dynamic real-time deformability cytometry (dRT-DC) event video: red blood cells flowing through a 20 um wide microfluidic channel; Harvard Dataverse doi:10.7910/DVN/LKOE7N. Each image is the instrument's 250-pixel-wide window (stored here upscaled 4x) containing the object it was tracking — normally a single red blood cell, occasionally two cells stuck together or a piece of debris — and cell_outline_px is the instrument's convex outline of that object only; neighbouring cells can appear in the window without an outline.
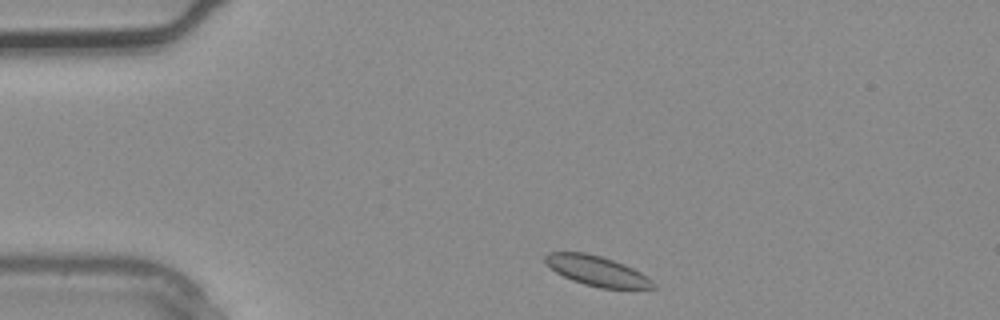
{"species": "common noctule bat (a hibernating species)", "species_latin": "Nyctalus noctula", "temperature_condition": "warm", "stored_images_in_passage": 1, "camera_frame_rate_fps": 3000, "um_per_image_px": 0.085, "animal": {"sex": "male", "body_mass_g": 20.4}, "frame": {"image": 1, "passage_image": 1, "time_ms": 0.0, "image_size_px": [1000, 320], "cell_outline_px": [[656, 288], [600, 288], [584, 284], [572, 280], [556, 272], [544, 260], [544, 256], [548, 252], [584, 252], [600, 256], [624, 264], [640, 272], [652, 280], [656, 284]], "centroid_in_image_um": [50.74, 23.02], "position_along_channel_um": 34.3, "area_um2": 18.61}}